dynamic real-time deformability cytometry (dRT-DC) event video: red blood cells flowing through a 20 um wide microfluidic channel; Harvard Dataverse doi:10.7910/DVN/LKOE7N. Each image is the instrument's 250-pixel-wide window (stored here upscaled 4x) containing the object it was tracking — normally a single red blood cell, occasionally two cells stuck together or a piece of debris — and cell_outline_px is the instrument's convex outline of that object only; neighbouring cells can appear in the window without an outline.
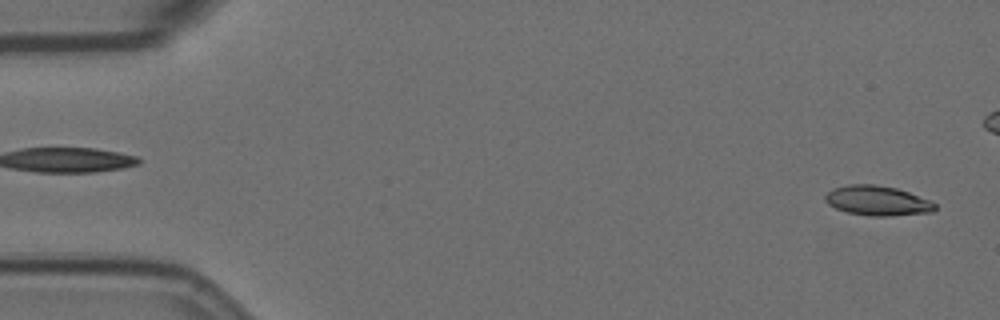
{"species": "Egyptian fruit bat (a non-hibernating species)", "species_latin": "Rousettus aegyptiacus", "temperature_condition": "room temperature", "stored_images_in_passage": 31, "camera_frame_rate_fps": 3000, "um_per_image_px": 0.085, "animal": {"sex": "female"}, "frame": {"image": 1, "passage_image": 2, "time_ms": 0.333, "image_size_px": [1000, 320], "cell_outline_px": [[936, 208], [932, 212], [892, 216], [868, 216], [848, 212], [836, 208], [828, 204], [824, 200], [824, 196], [832, 188], [848, 184], [872, 184], [896, 188], [908, 192], [928, 200], [936, 204]], "centroid_in_image_um": [74.55, 17.06], "position_along_channel_um": 10.5, "area_um2": 19.02}}
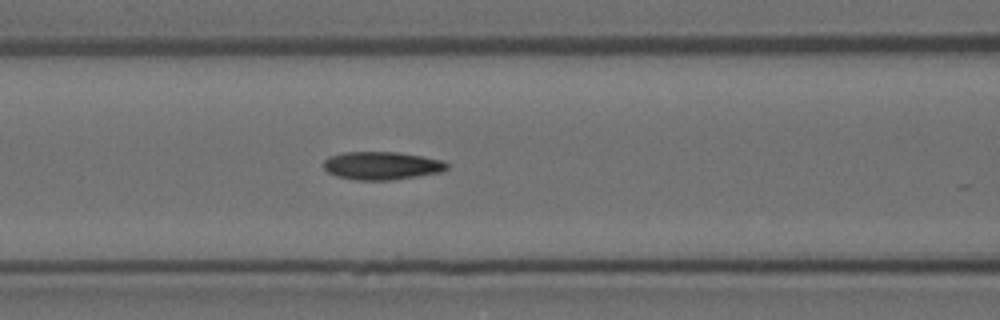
{"frame": {"image": 2, "passage_image": 23, "time_ms": 7.333, "image_size_px": [1000, 320], "cell_outline_px": [[448, 168], [440, 172], [392, 180], [356, 180], [336, 176], [328, 172], [324, 168], [324, 160], [328, 156], [344, 152], [396, 152], [420, 156], [440, 160], [448, 164]], "centroid_in_image_um": [32.4, 14.08], "position_along_channel_um": 134.2, "area_um2": 20.0}}
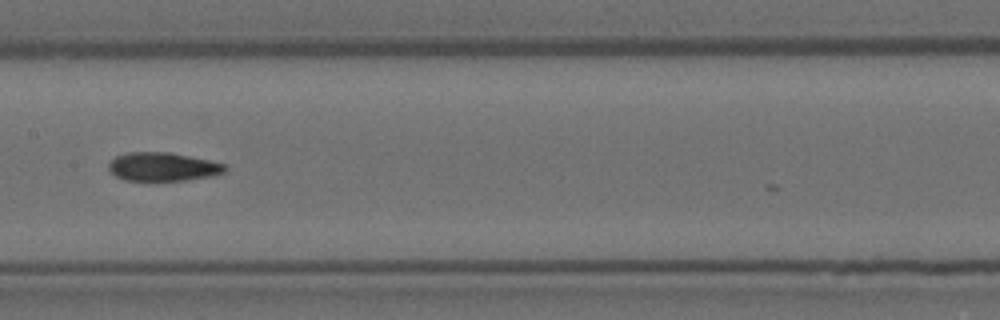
{"frame": {"image": 3, "passage_image": 28, "time_ms": 9.0, "image_size_px": [1000, 320], "cell_outline_px": [[228, 168], [224, 172], [216, 176], [184, 180], [124, 180], [108, 172], [108, 164], [116, 156], [128, 152], [168, 152], [228, 164]], "centroid_in_image_um": [13.86, 14.18], "position_along_channel_um": 193.5, "area_um2": 19.48}}